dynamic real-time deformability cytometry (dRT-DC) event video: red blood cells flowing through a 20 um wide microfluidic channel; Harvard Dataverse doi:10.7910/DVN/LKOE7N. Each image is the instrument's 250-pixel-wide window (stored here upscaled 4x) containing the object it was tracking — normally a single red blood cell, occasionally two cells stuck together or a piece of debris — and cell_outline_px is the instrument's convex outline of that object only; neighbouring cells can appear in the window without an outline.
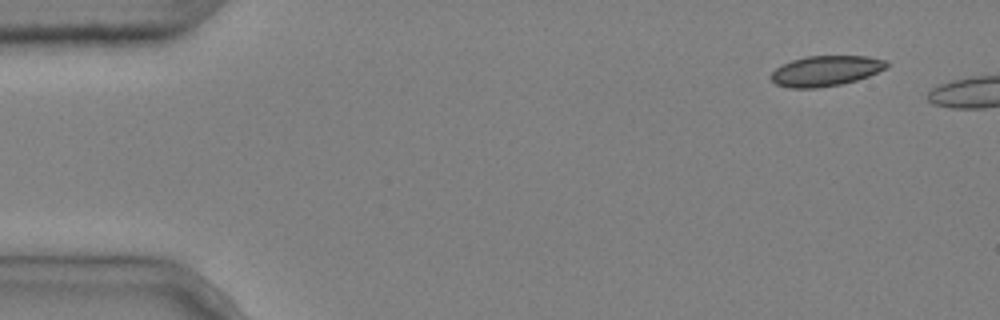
{"species": "common noctule bat (a hibernating species)", "species_latin": "Nyctalus noctula", "temperature_condition": "cold", "stored_images_in_passage": 9, "camera_frame_rate_fps": 3000, "um_per_image_px": 0.085, "animal": {"sex": "male", "body_mass_g": 20.4}, "frame": {"image": 1, "passage_image": 1, "time_ms": 0.0, "image_size_px": [1000, 320], "cell_outline_px": [[888, 68], [868, 76], [856, 80], [840, 84], [816, 88], [788, 88], [776, 84], [772, 80], [772, 72], [776, 68], [792, 60], [808, 56], [868, 56], [884, 60], [888, 64]], "centroid_in_image_um": [70.2, 6.02], "position_along_channel_um": 14.8, "area_um2": 20.29}}
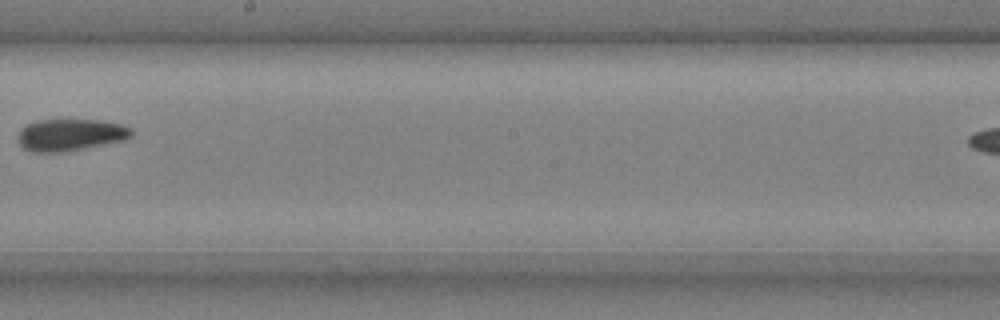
{"frame": {"image": 2, "passage_image": 8, "time_ms": 2.333, "image_size_px": [1000, 320], "cell_outline_px": [[132, 136], [124, 140], [60, 152], [32, 152], [24, 148], [20, 144], [20, 132], [28, 124], [36, 120], [100, 120], [120, 124], [132, 128]], "centroid_in_image_um": [6.01, 11.45], "position_along_channel_um": 242.2, "area_um2": 20.63}}
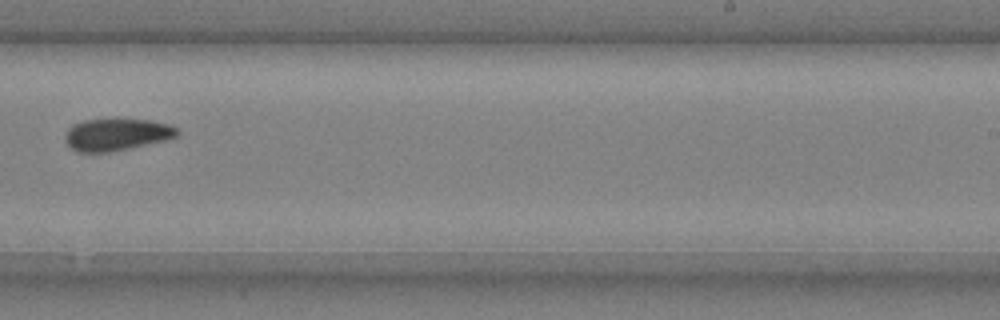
{"frame": {"image": 3, "passage_image": 9, "time_ms": 2.667, "image_size_px": [1000, 320], "cell_outline_px": [[180, 136], [164, 140], [108, 152], [76, 152], [64, 140], [64, 136], [68, 128], [72, 124], [84, 120], [116, 116], [148, 120], [168, 124], [176, 128], [180, 132]], "centroid_in_image_um": [9.88, 11.38], "position_along_channel_um": 279.1, "area_um2": 21.56}}